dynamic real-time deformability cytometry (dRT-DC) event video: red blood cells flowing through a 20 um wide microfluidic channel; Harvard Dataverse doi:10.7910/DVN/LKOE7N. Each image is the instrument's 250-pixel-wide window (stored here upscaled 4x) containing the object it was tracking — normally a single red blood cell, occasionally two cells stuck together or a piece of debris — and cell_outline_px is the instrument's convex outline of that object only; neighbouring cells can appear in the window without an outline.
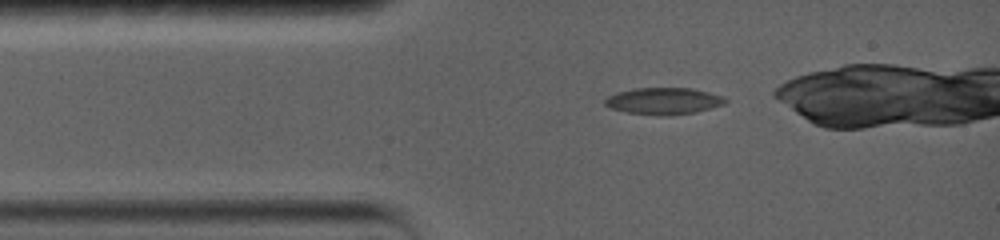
{"species": "common noctule bat (a hibernating species)", "species_latin": "Nyctalus noctula", "temperature_condition": "warm", "stored_images_in_passage": 2, "camera_frame_rate_fps": 5000, "um_per_image_px": 0.085, "animal": {"sex": "female", "body_mass_g": 19.0, "forearm_length_mm": 56.7}, "frame": {"image": 1, "passage_image": 1, "time_ms": 0.0, "image_size_px": [1000, 240], "cell_outline_px": [[728, 100], [724, 104], [712, 108], [696, 112], [672, 116], [656, 116], [628, 112], [612, 108], [604, 104], [604, 100], [608, 96], [616, 92], [636, 88], [692, 88], [724, 96]], "centroid_in_image_um": [56.44, 8.59], "position_along_channel_um": 28.6, "area_um2": 18.96}}